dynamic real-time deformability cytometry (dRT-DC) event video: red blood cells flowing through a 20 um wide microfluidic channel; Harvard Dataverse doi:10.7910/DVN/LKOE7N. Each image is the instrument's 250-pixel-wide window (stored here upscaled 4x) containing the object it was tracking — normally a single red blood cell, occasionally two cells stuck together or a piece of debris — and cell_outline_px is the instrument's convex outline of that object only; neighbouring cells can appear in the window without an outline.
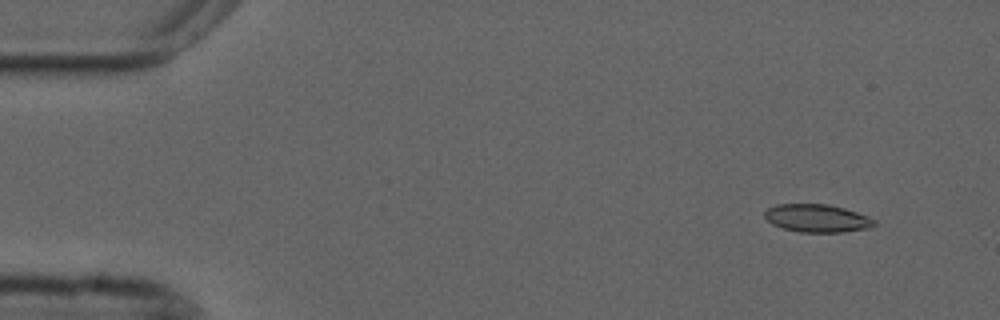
{"species": "common noctule bat (a hibernating species)", "species_latin": "Nyctalus noctula", "temperature_condition": "cold", "stored_images_in_passage": 55, "camera_frame_rate_fps": 3000, "um_per_image_px": 0.085, "animal": {"sex": "male", "forearm_length_mm": 52.5}, "frame": {"image": 1, "passage_image": 5, "time_ms": 1.333, "image_size_px": [1000, 320], "cell_outline_px": [[876, 224], [872, 228], [844, 232], [800, 232], [784, 228], [772, 224], [764, 216], [764, 212], [768, 208], [776, 204], [828, 204], [844, 208], [856, 212], [876, 220]], "centroid_in_image_um": [69.47, 18.55], "position_along_channel_um": 15.5, "area_um2": 17.86}}
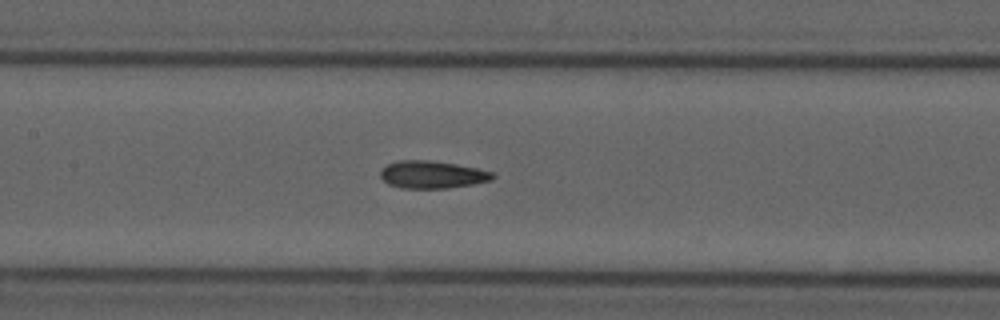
{"frame": {"image": 2, "passage_image": 26, "time_ms": 8.333, "image_size_px": [1000, 320], "cell_outline_px": [[496, 176], [492, 180], [472, 184], [448, 188], [400, 188], [388, 184], [380, 176], [380, 168], [388, 164], [400, 160], [428, 160], [456, 164], [476, 168], [492, 172]], "centroid_in_image_um": [36.71, 14.84], "position_along_channel_um": 170.7, "area_um2": 17.98}}
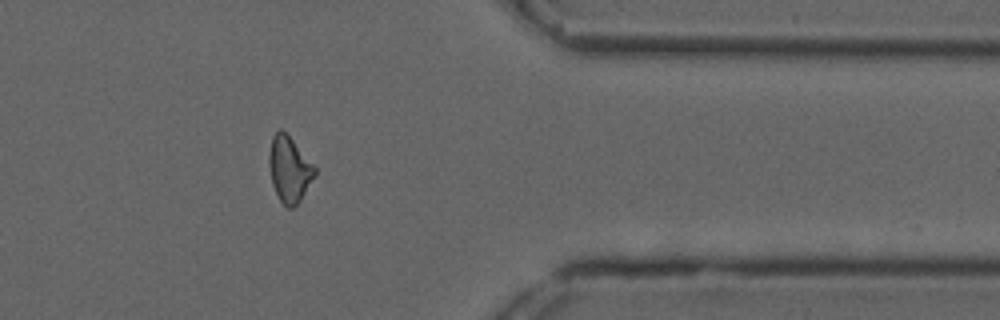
{"frame": {"image": 3, "passage_image": 45, "time_ms": 14.667, "image_size_px": [1000, 320], "cell_outline_px": [[316, 172], [300, 200], [292, 208], [288, 208], [280, 200], [272, 184], [268, 164], [268, 156], [272, 136], [280, 128], [292, 140], [316, 168]], "centroid_in_image_um": [24.56, 14.38], "position_along_channel_um": 386.8, "area_um2": 17.05}, "authors_computed_cell_mechanics": {"area_um2": 17.8024, "velocity_mm_per_s": 3.6918, "shape_relaxation_time_tau1_ms": null, "shape_relaxation_time_tau2_ms": 2.3148, "deformation_change_tau1": null, "deformation_change_tau2": 0.0931}}